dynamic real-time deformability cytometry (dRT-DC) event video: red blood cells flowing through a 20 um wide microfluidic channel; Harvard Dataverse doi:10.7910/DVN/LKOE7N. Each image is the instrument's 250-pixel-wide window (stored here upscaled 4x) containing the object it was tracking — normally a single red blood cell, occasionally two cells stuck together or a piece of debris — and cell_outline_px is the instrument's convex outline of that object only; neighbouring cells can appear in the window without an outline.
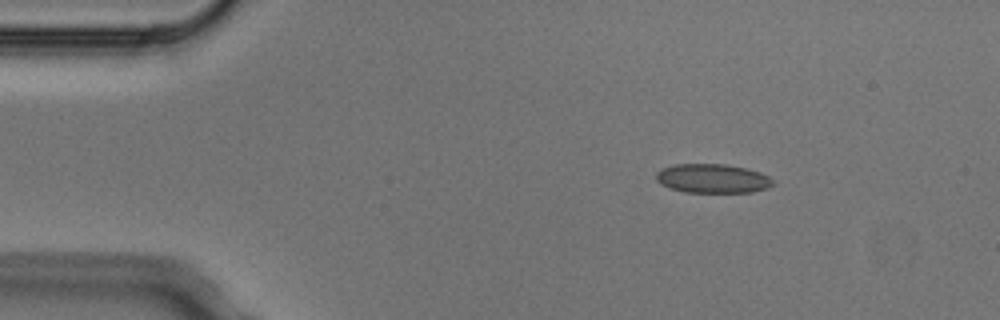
{"species": "Egyptian fruit bat (a non-hibernating species)", "species_latin": "Rousettus aegyptiacus", "temperature_condition": "cold", "stored_images_in_passage": 4, "camera_frame_rate_fps": 3000, "um_per_image_px": 0.085, "animal": {"sex": "male"}, "frame": {"image": 1, "passage_image": 2, "time_ms": 0.333, "image_size_px": [1000, 320], "cell_outline_px": [[776, 184], [768, 188], [752, 192], [684, 192], [668, 188], [660, 184], [656, 180], [656, 172], [660, 168], [676, 164], [728, 164], [748, 168], [760, 172], [768, 176]], "centroid_in_image_um": [60.56, 15.17], "position_along_channel_um": 24.4, "area_um2": 20.11}}